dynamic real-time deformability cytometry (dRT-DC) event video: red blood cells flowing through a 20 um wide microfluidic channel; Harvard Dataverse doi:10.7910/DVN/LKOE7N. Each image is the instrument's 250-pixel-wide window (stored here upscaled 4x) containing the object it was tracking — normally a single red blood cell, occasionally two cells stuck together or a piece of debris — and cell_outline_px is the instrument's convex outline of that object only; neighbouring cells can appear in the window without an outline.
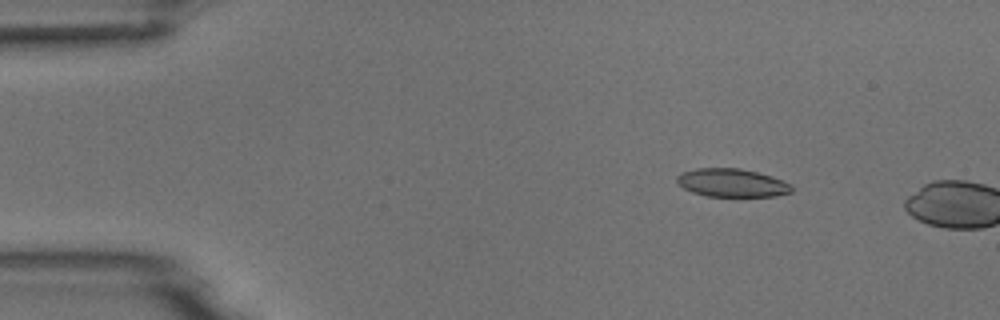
{"species": "common noctule bat (a hibernating species)", "species_latin": "Nyctalus noctula", "temperature_condition": "room temperature", "stored_images_in_passage": 4, "camera_frame_rate_fps": 3000, "um_per_image_px": 0.085, "animal": {"sex": "male", "body_mass_g": 18.8}, "frame": {"image": 1, "passage_image": 3, "time_ms": 2.333, "image_size_px": [1000, 320], "cell_outline_px": [[792, 192], [776, 196], [704, 196], [692, 192], [684, 188], [676, 180], [676, 176], [684, 172], [696, 168], [740, 168], [772, 176], [792, 184]], "centroid_in_image_um": [62.23, 15.54], "position_along_channel_um": 22.8, "area_um2": 18.84}}